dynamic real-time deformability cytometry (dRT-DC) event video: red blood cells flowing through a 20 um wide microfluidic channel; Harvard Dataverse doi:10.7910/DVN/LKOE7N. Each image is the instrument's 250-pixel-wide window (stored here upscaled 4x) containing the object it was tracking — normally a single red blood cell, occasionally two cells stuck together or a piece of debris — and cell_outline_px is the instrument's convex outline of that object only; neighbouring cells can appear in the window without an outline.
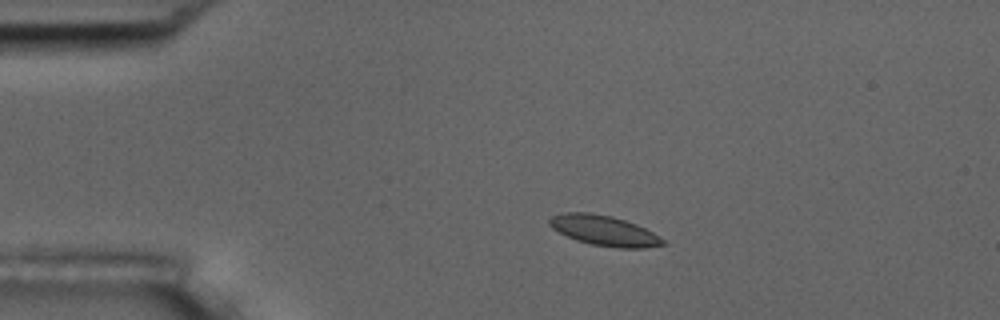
{"species": "common noctule bat (a hibernating species)", "species_latin": "Nyctalus noctula", "temperature_condition": "room temperature", "stored_images_in_passage": 6, "camera_frame_rate_fps": 3000, "um_per_image_px": 0.085, "animal": {"sex": "male", "body_mass_g": 17.5, "forearm_length_mm": 52.3}, "frame": {"image": 1, "passage_image": 1, "time_ms": 0.0, "image_size_px": [1000, 320], "cell_outline_px": [[668, 244], [644, 248], [616, 248], [592, 244], [576, 240], [552, 228], [548, 224], [548, 220], [552, 216], [560, 212], [592, 212], [612, 216], [636, 224], [660, 236]], "centroid_in_image_um": [51.35, 19.59], "position_along_channel_um": 33.7, "area_um2": 20.06}}
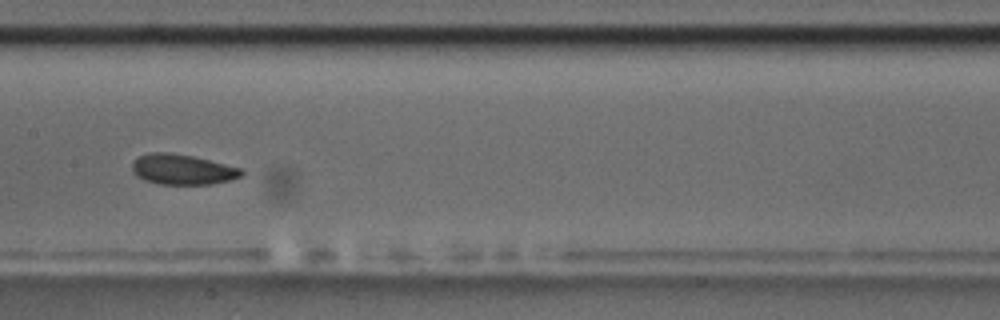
{"frame": {"image": 2, "passage_image": 6, "time_ms": 5.667, "image_size_px": [1000, 320], "cell_outline_px": [[244, 172], [240, 176], [228, 180], [212, 184], [160, 184], [144, 180], [136, 176], [132, 172], [132, 164], [140, 156], [148, 152], [172, 152], [192, 156], [244, 168]], "centroid_in_image_um": [15.5, 14.39], "position_along_channel_um": 191.9, "area_um2": 19.36}}